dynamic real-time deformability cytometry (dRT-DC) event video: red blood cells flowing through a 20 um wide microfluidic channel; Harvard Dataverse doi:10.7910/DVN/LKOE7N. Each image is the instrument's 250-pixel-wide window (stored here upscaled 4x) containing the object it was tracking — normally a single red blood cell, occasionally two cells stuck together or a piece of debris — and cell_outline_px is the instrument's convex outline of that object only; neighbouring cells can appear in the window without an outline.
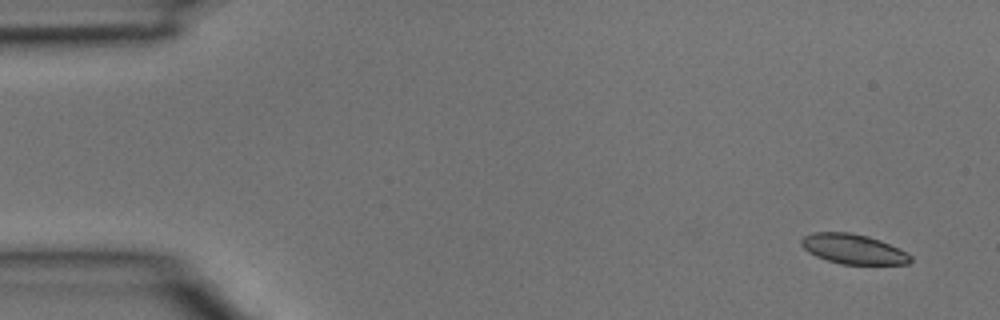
{"species": "common noctule bat (a hibernating species)", "species_latin": "Nyctalus noctula", "temperature_condition": "room temperature", "stored_images_in_passage": 4, "camera_frame_rate_fps": 3000, "um_per_image_px": 0.085, "animal": {"sex": "male", "body_mass_g": 15.6}, "frame": {"image": 1, "passage_image": 1, "time_ms": 0.0, "image_size_px": [1000, 320], "cell_outline_px": [[912, 260], [908, 264], [840, 264], [816, 256], [808, 252], [800, 244], [800, 240], [804, 236], [812, 232], [852, 232], [868, 236], [880, 240], [912, 256]], "centroid_in_image_um": [72.49, 21.16], "position_along_channel_um": 12.5, "area_um2": 18.9}}
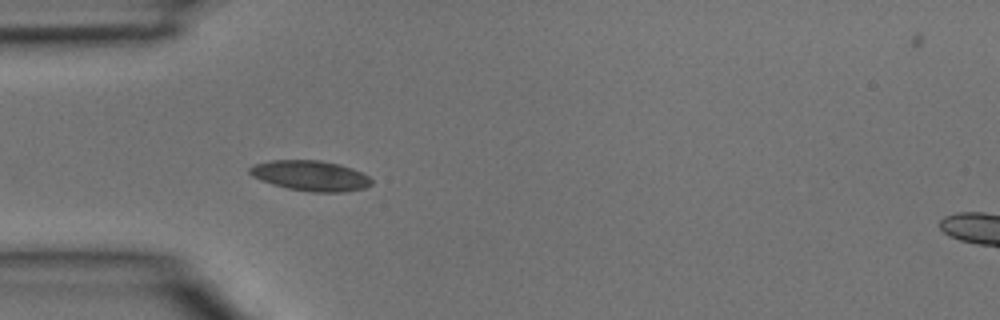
{"frame": {"image": 2, "passage_image": 3, "time_ms": 0.667, "image_size_px": [1000, 320], "cell_outline_px": [[372, 184], [364, 188], [344, 192], [312, 192], [288, 188], [272, 184], [260, 180], [252, 176], [248, 172], [248, 168], [256, 164], [272, 160], [320, 160], [340, 164], [352, 168], [368, 176], [372, 180]], "centroid_in_image_um": [26.39, 14.93], "position_along_channel_um": 58.6, "area_um2": 21.5}}